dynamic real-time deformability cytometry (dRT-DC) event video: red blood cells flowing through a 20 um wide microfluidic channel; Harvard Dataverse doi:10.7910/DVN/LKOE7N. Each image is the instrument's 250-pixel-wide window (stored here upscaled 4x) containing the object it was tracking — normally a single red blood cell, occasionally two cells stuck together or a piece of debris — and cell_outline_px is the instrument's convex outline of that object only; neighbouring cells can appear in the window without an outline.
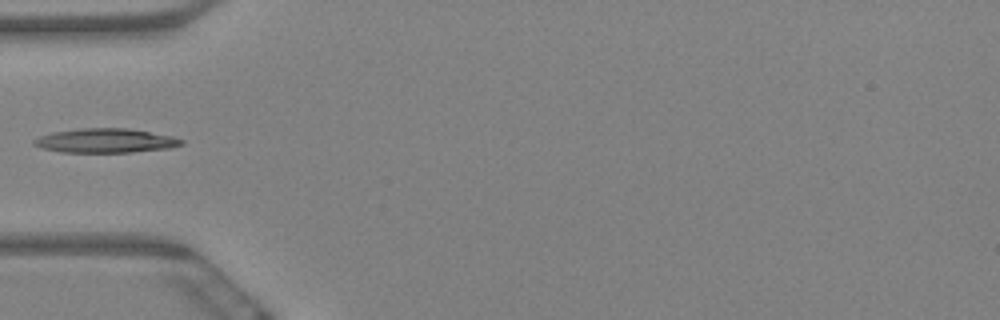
{"species": "Egyptian fruit bat (a non-hibernating species)", "species_latin": "Rousettus aegyptiacus", "temperature_condition": "warm", "stored_images_in_passage": 7, "camera_frame_rate_fps": 3000, "um_per_image_px": 0.085, "animal": {"sex": "female"}, "frame": {"image": 1, "passage_image": 2, "time_ms": 0.333, "image_size_px": [1000, 320], "cell_outline_px": [[184, 144], [168, 148], [132, 152], [60, 152], [40, 148], [32, 144], [32, 140], [40, 136], [52, 132], [80, 128], [128, 128], [172, 136], [184, 140]], "centroid_in_image_um": [8.93, 11.95], "position_along_channel_um": 76.1, "area_um2": 20.87}}
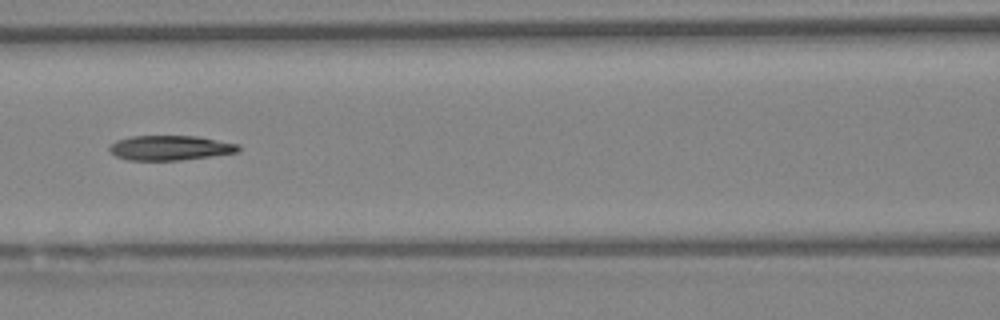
{"frame": {"image": 2, "passage_image": 4, "time_ms": 1.0, "image_size_px": [1000, 320], "cell_outline_px": [[240, 152], [180, 160], [128, 160], [116, 156], [108, 148], [116, 140], [132, 136], [196, 136], [240, 144]], "centroid_in_image_um": [14.49, 12.56], "position_along_channel_um": 152.1, "area_um2": 18.55}}
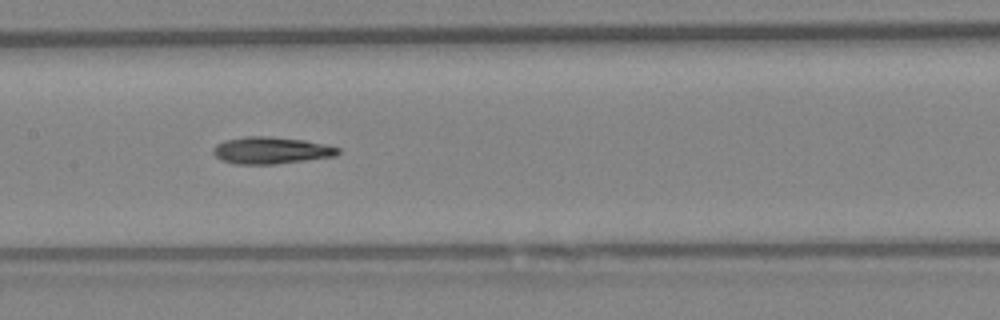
{"frame": {"image": 3, "passage_image": 5, "time_ms": 1.333, "image_size_px": [1000, 320], "cell_outline_px": [[340, 152], [336, 156], [272, 164], [236, 164], [220, 160], [212, 152], [212, 148], [216, 144], [224, 140], [244, 136], [268, 136], [304, 140], [324, 144], [340, 148]], "centroid_in_image_um": [23.0, 12.77], "position_along_channel_um": 184.4, "area_um2": 19.59}}